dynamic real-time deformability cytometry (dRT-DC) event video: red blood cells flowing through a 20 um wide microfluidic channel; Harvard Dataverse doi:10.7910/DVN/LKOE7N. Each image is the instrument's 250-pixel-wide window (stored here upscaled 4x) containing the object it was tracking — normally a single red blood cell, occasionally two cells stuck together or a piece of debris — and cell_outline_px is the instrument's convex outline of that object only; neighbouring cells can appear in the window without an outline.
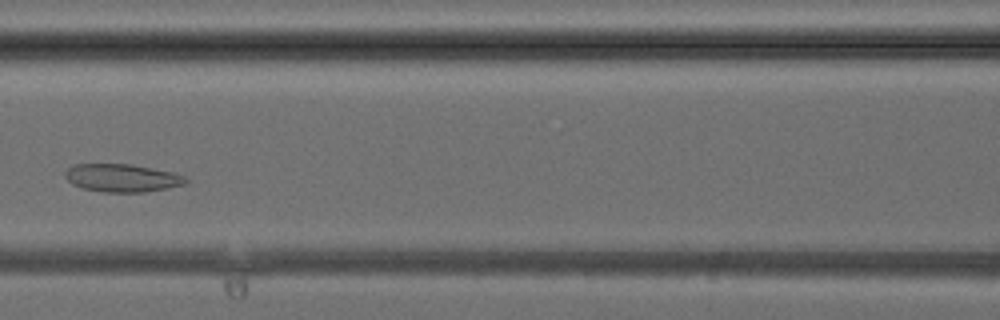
{"species": "common noctule bat (a hibernating species)", "species_latin": "Nyctalus noctula", "temperature_condition": "cold", "stored_images_in_passage": 38, "camera_frame_rate_fps": 3000, "um_per_image_px": 0.085, "animal": {"sex": "female", "body_mass_g": 24.6, "forearm_length_mm": 56.2}, "frame": {"image": 1, "passage_image": 14, "time_ms": 4.333, "image_size_px": [1000, 320], "cell_outline_px": [[188, 184], [168, 188], [144, 192], [104, 192], [84, 188], [72, 184], [64, 176], [64, 172], [68, 168], [76, 164], [132, 164], [172, 172], [184, 176], [188, 180]], "centroid_in_image_um": [10.4, 15.12], "position_along_channel_um": 156.2, "area_um2": 19.65}}
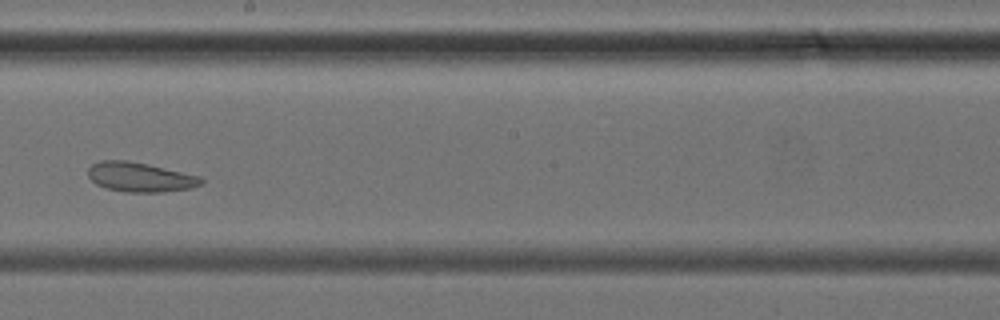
{"frame": {"image": 2, "passage_image": 19, "time_ms": 6.0, "image_size_px": [1000, 320], "cell_outline_px": [[204, 180], [200, 184], [188, 188], [160, 192], [128, 192], [108, 188], [96, 184], [88, 176], [88, 168], [92, 164], [100, 160], [124, 160], [148, 164], [200, 176]], "centroid_in_image_um": [11.87, 15.04], "position_along_channel_um": 236.3, "area_um2": 19.19}}
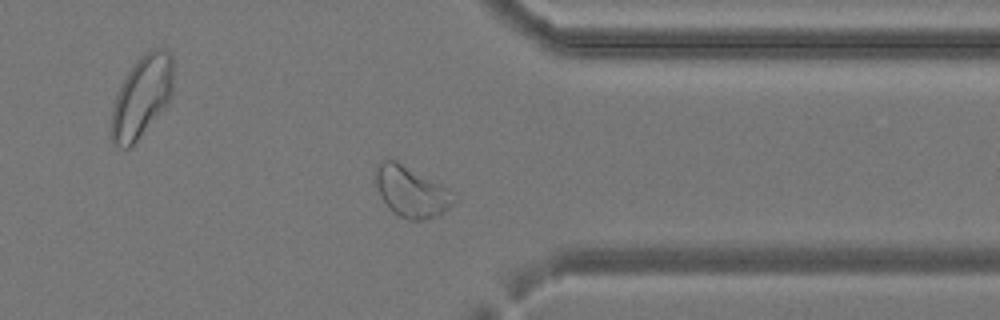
{"frame": {"image": 3, "passage_image": 28, "time_ms": 9.0, "image_size_px": [1000, 320], "cell_outline_px": [[456, 200], [440, 216], [424, 220], [408, 220], [392, 212], [388, 208], [380, 196], [372, 172], [376, 164], [380, 160], [388, 156], [396, 160], [448, 188]], "centroid_in_image_um": [34.88, 16.26], "position_along_channel_um": 376.5, "area_um2": 23.64}}